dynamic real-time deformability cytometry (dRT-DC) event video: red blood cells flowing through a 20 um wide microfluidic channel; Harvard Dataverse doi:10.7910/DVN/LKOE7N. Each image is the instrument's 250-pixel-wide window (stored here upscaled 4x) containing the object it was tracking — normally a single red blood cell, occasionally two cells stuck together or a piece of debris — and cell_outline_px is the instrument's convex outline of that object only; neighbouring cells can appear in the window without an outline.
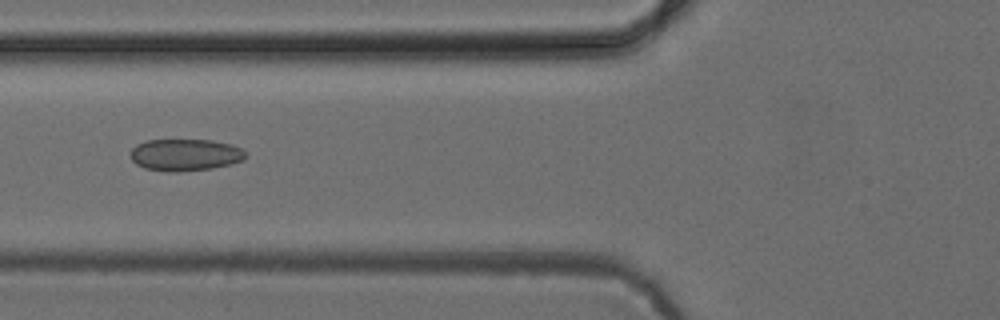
{"species": "common noctule bat (a hibernating species)", "species_latin": "Nyctalus noctula", "temperature_condition": "cold", "stored_images_in_passage": 7, "camera_frame_rate_fps": 3000, "um_per_image_px": 0.085, "animal": {"sex": "female", "body_mass_g": 24.6, "forearm_length_mm": 56.2}, "frame": {"image": 1, "passage_image": 6, "time_ms": 6.333, "image_size_px": [1000, 320], "cell_outline_px": [[248, 156], [244, 160], [232, 164], [212, 168], [180, 172], [168, 172], [144, 168], [136, 164], [132, 160], [128, 152], [136, 144], [144, 140], [212, 140], [232, 144], [248, 152]], "centroid_in_image_um": [15.75, 13.16], "position_along_channel_um": 110.1, "area_um2": 21.91}}
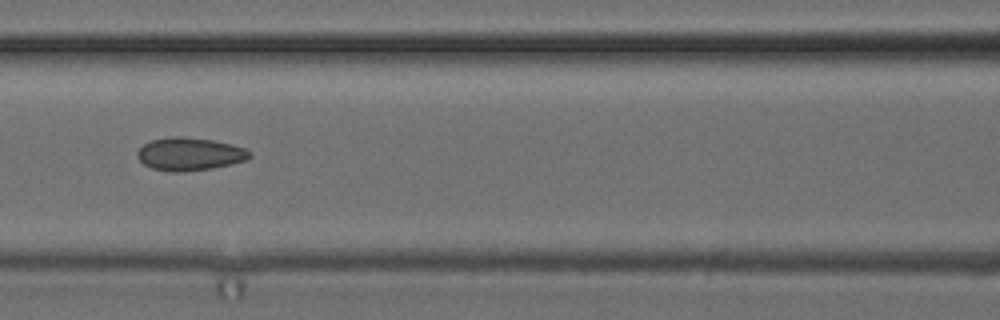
{"frame": {"image": 2, "passage_image": 7, "time_ms": 7.333, "image_size_px": [1000, 320], "cell_outline_px": [[252, 156], [244, 160], [232, 164], [212, 168], [184, 172], [172, 172], [152, 168], [144, 164], [136, 156], [136, 152], [144, 144], [152, 140], [176, 136], [180, 136], [212, 140], [232, 144], [244, 148], [252, 152]], "centroid_in_image_um": [16.13, 13.1], "position_along_channel_um": 150.5, "area_um2": 21.5}}